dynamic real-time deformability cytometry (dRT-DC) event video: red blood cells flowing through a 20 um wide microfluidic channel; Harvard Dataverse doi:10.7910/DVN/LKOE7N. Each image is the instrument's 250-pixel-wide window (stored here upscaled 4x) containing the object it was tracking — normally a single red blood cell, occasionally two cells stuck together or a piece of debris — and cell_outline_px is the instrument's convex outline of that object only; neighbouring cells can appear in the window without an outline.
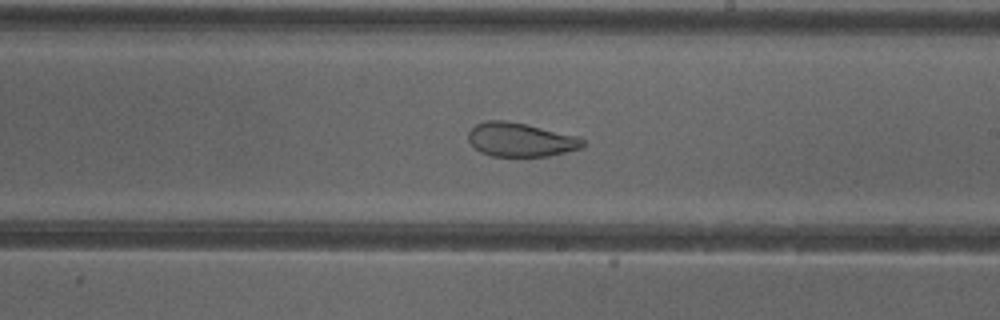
{"species": "common noctule bat (a hibernating species)", "species_latin": "Nyctalus noctula", "temperature_condition": "cold", "stored_images_in_passage": 51, "camera_frame_rate_fps": 3000, "um_per_image_px": 0.085, "animal": {"sex": "female"}, "frame": {"image": 1, "passage_image": 30, "time_ms": 9.667, "image_size_px": [1000, 320], "cell_outline_px": [[588, 144], [584, 148], [548, 156], [492, 156], [480, 152], [468, 140], [468, 132], [476, 124], [488, 120], [504, 120], [528, 124], [580, 136]], "centroid_in_image_um": [44.32, 11.87], "position_along_channel_um": 244.7, "area_um2": 22.95}}